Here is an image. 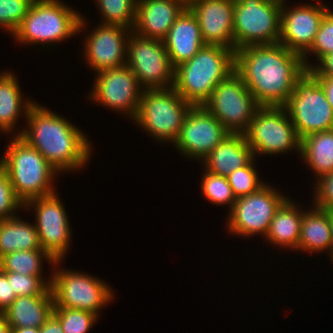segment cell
<instances>
[{"label":"cell","instance_id":"1","mask_svg":"<svg viewBox=\"0 0 333 333\" xmlns=\"http://www.w3.org/2000/svg\"><path fill=\"white\" fill-rule=\"evenodd\" d=\"M306 70L302 55L281 43L250 45L235 51V72L259 106L283 107Z\"/></svg>","mask_w":333,"mask_h":333},{"label":"cell","instance_id":"2","mask_svg":"<svg viewBox=\"0 0 333 333\" xmlns=\"http://www.w3.org/2000/svg\"><path fill=\"white\" fill-rule=\"evenodd\" d=\"M36 101L29 109L20 137L60 174L82 171L92 157V142L79 126Z\"/></svg>","mask_w":333,"mask_h":333},{"label":"cell","instance_id":"3","mask_svg":"<svg viewBox=\"0 0 333 333\" xmlns=\"http://www.w3.org/2000/svg\"><path fill=\"white\" fill-rule=\"evenodd\" d=\"M234 71V50L205 44L191 59L174 68L173 88L185 101L201 106Z\"/></svg>","mask_w":333,"mask_h":333},{"label":"cell","instance_id":"4","mask_svg":"<svg viewBox=\"0 0 333 333\" xmlns=\"http://www.w3.org/2000/svg\"><path fill=\"white\" fill-rule=\"evenodd\" d=\"M63 0L33 1L23 21L12 34L19 45L55 48V45L78 36L82 14ZM44 46V47H43Z\"/></svg>","mask_w":333,"mask_h":333},{"label":"cell","instance_id":"5","mask_svg":"<svg viewBox=\"0 0 333 333\" xmlns=\"http://www.w3.org/2000/svg\"><path fill=\"white\" fill-rule=\"evenodd\" d=\"M8 138L5 153L0 155L1 164L22 203L57 192L55 179L61 174L20 136Z\"/></svg>","mask_w":333,"mask_h":333},{"label":"cell","instance_id":"6","mask_svg":"<svg viewBox=\"0 0 333 333\" xmlns=\"http://www.w3.org/2000/svg\"><path fill=\"white\" fill-rule=\"evenodd\" d=\"M62 262L64 260H56L49 269L54 307L89 311L101 317V310L114 302L112 286L90 273L65 269L60 266Z\"/></svg>","mask_w":333,"mask_h":333},{"label":"cell","instance_id":"7","mask_svg":"<svg viewBox=\"0 0 333 333\" xmlns=\"http://www.w3.org/2000/svg\"><path fill=\"white\" fill-rule=\"evenodd\" d=\"M192 106L174 88L144 90L133 123L156 143L172 146Z\"/></svg>","mask_w":333,"mask_h":333},{"label":"cell","instance_id":"8","mask_svg":"<svg viewBox=\"0 0 333 333\" xmlns=\"http://www.w3.org/2000/svg\"><path fill=\"white\" fill-rule=\"evenodd\" d=\"M243 134L256 159L301 153V139L284 107L260 106Z\"/></svg>","mask_w":333,"mask_h":333},{"label":"cell","instance_id":"9","mask_svg":"<svg viewBox=\"0 0 333 333\" xmlns=\"http://www.w3.org/2000/svg\"><path fill=\"white\" fill-rule=\"evenodd\" d=\"M265 183L256 192L237 198L227 213L226 228L231 235L244 238L266 237L271 221L279 207L289 198L281 188ZM229 215V216H228Z\"/></svg>","mask_w":333,"mask_h":333},{"label":"cell","instance_id":"10","mask_svg":"<svg viewBox=\"0 0 333 333\" xmlns=\"http://www.w3.org/2000/svg\"><path fill=\"white\" fill-rule=\"evenodd\" d=\"M283 107L300 139L333 129V109L318 80L308 70L296 81L294 92Z\"/></svg>","mask_w":333,"mask_h":333},{"label":"cell","instance_id":"11","mask_svg":"<svg viewBox=\"0 0 333 333\" xmlns=\"http://www.w3.org/2000/svg\"><path fill=\"white\" fill-rule=\"evenodd\" d=\"M282 5L271 0H234L235 51L279 43Z\"/></svg>","mask_w":333,"mask_h":333},{"label":"cell","instance_id":"12","mask_svg":"<svg viewBox=\"0 0 333 333\" xmlns=\"http://www.w3.org/2000/svg\"><path fill=\"white\" fill-rule=\"evenodd\" d=\"M126 66L144 90L173 88L174 68L163 40L144 38L131 32L127 41Z\"/></svg>","mask_w":333,"mask_h":333},{"label":"cell","instance_id":"13","mask_svg":"<svg viewBox=\"0 0 333 333\" xmlns=\"http://www.w3.org/2000/svg\"><path fill=\"white\" fill-rule=\"evenodd\" d=\"M203 106L231 134H243L260 107L235 71L214 88Z\"/></svg>","mask_w":333,"mask_h":333},{"label":"cell","instance_id":"14","mask_svg":"<svg viewBox=\"0 0 333 333\" xmlns=\"http://www.w3.org/2000/svg\"><path fill=\"white\" fill-rule=\"evenodd\" d=\"M95 74L91 91L86 96L90 103L101 105L125 115L130 121L135 119L144 89L137 77L126 65L119 68H107Z\"/></svg>","mask_w":333,"mask_h":333},{"label":"cell","instance_id":"15","mask_svg":"<svg viewBox=\"0 0 333 333\" xmlns=\"http://www.w3.org/2000/svg\"><path fill=\"white\" fill-rule=\"evenodd\" d=\"M58 192L27 201L24 211H34L35 226L42 250L54 260H65L73 235L68 213ZM33 209V210H32Z\"/></svg>","mask_w":333,"mask_h":333},{"label":"cell","instance_id":"16","mask_svg":"<svg viewBox=\"0 0 333 333\" xmlns=\"http://www.w3.org/2000/svg\"><path fill=\"white\" fill-rule=\"evenodd\" d=\"M85 17L82 14L78 34L87 32L82 38L81 51L89 70L96 73L126 65L127 41L132 30L121 25L98 23L89 31L87 24L90 22Z\"/></svg>","mask_w":333,"mask_h":333},{"label":"cell","instance_id":"17","mask_svg":"<svg viewBox=\"0 0 333 333\" xmlns=\"http://www.w3.org/2000/svg\"><path fill=\"white\" fill-rule=\"evenodd\" d=\"M231 134L203 105L192 106L173 147L186 159L200 163Z\"/></svg>","mask_w":333,"mask_h":333},{"label":"cell","instance_id":"18","mask_svg":"<svg viewBox=\"0 0 333 333\" xmlns=\"http://www.w3.org/2000/svg\"><path fill=\"white\" fill-rule=\"evenodd\" d=\"M313 2L316 3L282 5L279 43L300 55L311 47L325 14L331 9L321 0Z\"/></svg>","mask_w":333,"mask_h":333},{"label":"cell","instance_id":"19","mask_svg":"<svg viewBox=\"0 0 333 333\" xmlns=\"http://www.w3.org/2000/svg\"><path fill=\"white\" fill-rule=\"evenodd\" d=\"M205 44L220 45L235 51L234 0H190Z\"/></svg>","mask_w":333,"mask_h":333},{"label":"cell","instance_id":"20","mask_svg":"<svg viewBox=\"0 0 333 333\" xmlns=\"http://www.w3.org/2000/svg\"><path fill=\"white\" fill-rule=\"evenodd\" d=\"M187 6L185 0H137L132 32L140 37L163 40Z\"/></svg>","mask_w":333,"mask_h":333},{"label":"cell","instance_id":"21","mask_svg":"<svg viewBox=\"0 0 333 333\" xmlns=\"http://www.w3.org/2000/svg\"><path fill=\"white\" fill-rule=\"evenodd\" d=\"M172 67L187 62L205 45L195 14L187 6L163 39Z\"/></svg>","mask_w":333,"mask_h":333},{"label":"cell","instance_id":"22","mask_svg":"<svg viewBox=\"0 0 333 333\" xmlns=\"http://www.w3.org/2000/svg\"><path fill=\"white\" fill-rule=\"evenodd\" d=\"M0 72V133L3 136H20V130L17 128L19 118L24 117L26 120L30 107L36 101L24 97L19 77H16L14 71L6 69Z\"/></svg>","mask_w":333,"mask_h":333},{"label":"cell","instance_id":"23","mask_svg":"<svg viewBox=\"0 0 333 333\" xmlns=\"http://www.w3.org/2000/svg\"><path fill=\"white\" fill-rule=\"evenodd\" d=\"M253 151L244 134H229L201 162L210 173L227 177L231 172L248 165Z\"/></svg>","mask_w":333,"mask_h":333},{"label":"cell","instance_id":"24","mask_svg":"<svg viewBox=\"0 0 333 333\" xmlns=\"http://www.w3.org/2000/svg\"><path fill=\"white\" fill-rule=\"evenodd\" d=\"M307 206L297 203V200L289 198L276 211L269 231L263 239L268 245L277 247V250H290L296 253L300 238L303 213ZM293 250V251H292Z\"/></svg>","mask_w":333,"mask_h":333},{"label":"cell","instance_id":"25","mask_svg":"<svg viewBox=\"0 0 333 333\" xmlns=\"http://www.w3.org/2000/svg\"><path fill=\"white\" fill-rule=\"evenodd\" d=\"M309 209V210H308ZM297 252L328 254L333 251L332 227L329 210L308 206L303 213Z\"/></svg>","mask_w":333,"mask_h":333},{"label":"cell","instance_id":"26","mask_svg":"<svg viewBox=\"0 0 333 333\" xmlns=\"http://www.w3.org/2000/svg\"><path fill=\"white\" fill-rule=\"evenodd\" d=\"M54 300L49 287L40 296H17L2 314L10 328H40L53 313Z\"/></svg>","mask_w":333,"mask_h":333},{"label":"cell","instance_id":"27","mask_svg":"<svg viewBox=\"0 0 333 333\" xmlns=\"http://www.w3.org/2000/svg\"><path fill=\"white\" fill-rule=\"evenodd\" d=\"M298 157L313 171L314 182L333 172V129L302 138Z\"/></svg>","mask_w":333,"mask_h":333},{"label":"cell","instance_id":"28","mask_svg":"<svg viewBox=\"0 0 333 333\" xmlns=\"http://www.w3.org/2000/svg\"><path fill=\"white\" fill-rule=\"evenodd\" d=\"M19 216L0 221V259L20 250L42 249L34 221Z\"/></svg>","mask_w":333,"mask_h":333},{"label":"cell","instance_id":"29","mask_svg":"<svg viewBox=\"0 0 333 333\" xmlns=\"http://www.w3.org/2000/svg\"><path fill=\"white\" fill-rule=\"evenodd\" d=\"M45 261L52 268L55 261L45 250H20L8 253L0 259V268L4 272H15L31 276H46L43 274Z\"/></svg>","mask_w":333,"mask_h":333},{"label":"cell","instance_id":"30","mask_svg":"<svg viewBox=\"0 0 333 333\" xmlns=\"http://www.w3.org/2000/svg\"><path fill=\"white\" fill-rule=\"evenodd\" d=\"M99 10V23L115 24L133 30L136 21L137 0H94Z\"/></svg>","mask_w":333,"mask_h":333},{"label":"cell","instance_id":"31","mask_svg":"<svg viewBox=\"0 0 333 333\" xmlns=\"http://www.w3.org/2000/svg\"><path fill=\"white\" fill-rule=\"evenodd\" d=\"M204 170V171H203ZM202 178L200 181V189L203 198L213 205L227 206L228 213L232 210L236 201V196L228 182L227 177L210 173L202 169Z\"/></svg>","mask_w":333,"mask_h":333},{"label":"cell","instance_id":"32","mask_svg":"<svg viewBox=\"0 0 333 333\" xmlns=\"http://www.w3.org/2000/svg\"><path fill=\"white\" fill-rule=\"evenodd\" d=\"M330 53H333L332 9L325 14L311 47L302 55L305 68L307 70L312 69L310 57L314 56L318 63L323 57Z\"/></svg>","mask_w":333,"mask_h":333},{"label":"cell","instance_id":"33","mask_svg":"<svg viewBox=\"0 0 333 333\" xmlns=\"http://www.w3.org/2000/svg\"><path fill=\"white\" fill-rule=\"evenodd\" d=\"M256 161L258 159L254 158L248 165L231 172L227 176L236 198L256 192L267 182V180L264 181L263 178L259 177L260 172L258 173Z\"/></svg>","mask_w":333,"mask_h":333},{"label":"cell","instance_id":"34","mask_svg":"<svg viewBox=\"0 0 333 333\" xmlns=\"http://www.w3.org/2000/svg\"><path fill=\"white\" fill-rule=\"evenodd\" d=\"M52 314L60 321L64 333H88L100 320L92 312L63 307H54Z\"/></svg>","mask_w":333,"mask_h":333},{"label":"cell","instance_id":"35","mask_svg":"<svg viewBox=\"0 0 333 333\" xmlns=\"http://www.w3.org/2000/svg\"><path fill=\"white\" fill-rule=\"evenodd\" d=\"M33 0H0V28L12 34L28 13Z\"/></svg>","mask_w":333,"mask_h":333},{"label":"cell","instance_id":"36","mask_svg":"<svg viewBox=\"0 0 333 333\" xmlns=\"http://www.w3.org/2000/svg\"><path fill=\"white\" fill-rule=\"evenodd\" d=\"M11 287L17 296H40L51 285V274L43 276L24 275L15 272H5Z\"/></svg>","mask_w":333,"mask_h":333},{"label":"cell","instance_id":"37","mask_svg":"<svg viewBox=\"0 0 333 333\" xmlns=\"http://www.w3.org/2000/svg\"><path fill=\"white\" fill-rule=\"evenodd\" d=\"M22 209L24 204L16 196L7 171L0 164V221L17 216Z\"/></svg>","mask_w":333,"mask_h":333},{"label":"cell","instance_id":"38","mask_svg":"<svg viewBox=\"0 0 333 333\" xmlns=\"http://www.w3.org/2000/svg\"><path fill=\"white\" fill-rule=\"evenodd\" d=\"M312 203L323 210H333V172L313 182Z\"/></svg>","mask_w":333,"mask_h":333},{"label":"cell","instance_id":"39","mask_svg":"<svg viewBox=\"0 0 333 333\" xmlns=\"http://www.w3.org/2000/svg\"><path fill=\"white\" fill-rule=\"evenodd\" d=\"M17 298L14 290L7 279V275L0 268V313L7 309Z\"/></svg>","mask_w":333,"mask_h":333},{"label":"cell","instance_id":"40","mask_svg":"<svg viewBox=\"0 0 333 333\" xmlns=\"http://www.w3.org/2000/svg\"><path fill=\"white\" fill-rule=\"evenodd\" d=\"M314 77H329L333 75V53L323 57L318 63H312V69L308 70Z\"/></svg>","mask_w":333,"mask_h":333},{"label":"cell","instance_id":"41","mask_svg":"<svg viewBox=\"0 0 333 333\" xmlns=\"http://www.w3.org/2000/svg\"><path fill=\"white\" fill-rule=\"evenodd\" d=\"M40 333H64L60 321L53 315L39 328Z\"/></svg>","mask_w":333,"mask_h":333},{"label":"cell","instance_id":"42","mask_svg":"<svg viewBox=\"0 0 333 333\" xmlns=\"http://www.w3.org/2000/svg\"><path fill=\"white\" fill-rule=\"evenodd\" d=\"M325 92L326 98L333 109V75L329 77H315Z\"/></svg>","mask_w":333,"mask_h":333},{"label":"cell","instance_id":"43","mask_svg":"<svg viewBox=\"0 0 333 333\" xmlns=\"http://www.w3.org/2000/svg\"><path fill=\"white\" fill-rule=\"evenodd\" d=\"M10 333H40L39 328L35 327H22L10 328Z\"/></svg>","mask_w":333,"mask_h":333},{"label":"cell","instance_id":"44","mask_svg":"<svg viewBox=\"0 0 333 333\" xmlns=\"http://www.w3.org/2000/svg\"><path fill=\"white\" fill-rule=\"evenodd\" d=\"M0 333H10V327L2 313H0Z\"/></svg>","mask_w":333,"mask_h":333},{"label":"cell","instance_id":"45","mask_svg":"<svg viewBox=\"0 0 333 333\" xmlns=\"http://www.w3.org/2000/svg\"><path fill=\"white\" fill-rule=\"evenodd\" d=\"M329 219L332 227V238H333V210H329Z\"/></svg>","mask_w":333,"mask_h":333},{"label":"cell","instance_id":"46","mask_svg":"<svg viewBox=\"0 0 333 333\" xmlns=\"http://www.w3.org/2000/svg\"><path fill=\"white\" fill-rule=\"evenodd\" d=\"M274 1L275 3H278L280 5H284V4H290V2H288L289 0H271Z\"/></svg>","mask_w":333,"mask_h":333},{"label":"cell","instance_id":"47","mask_svg":"<svg viewBox=\"0 0 333 333\" xmlns=\"http://www.w3.org/2000/svg\"><path fill=\"white\" fill-rule=\"evenodd\" d=\"M329 259L331 261V263L333 262V251L331 252V254L329 255ZM333 264V263H332Z\"/></svg>","mask_w":333,"mask_h":333}]
</instances>
